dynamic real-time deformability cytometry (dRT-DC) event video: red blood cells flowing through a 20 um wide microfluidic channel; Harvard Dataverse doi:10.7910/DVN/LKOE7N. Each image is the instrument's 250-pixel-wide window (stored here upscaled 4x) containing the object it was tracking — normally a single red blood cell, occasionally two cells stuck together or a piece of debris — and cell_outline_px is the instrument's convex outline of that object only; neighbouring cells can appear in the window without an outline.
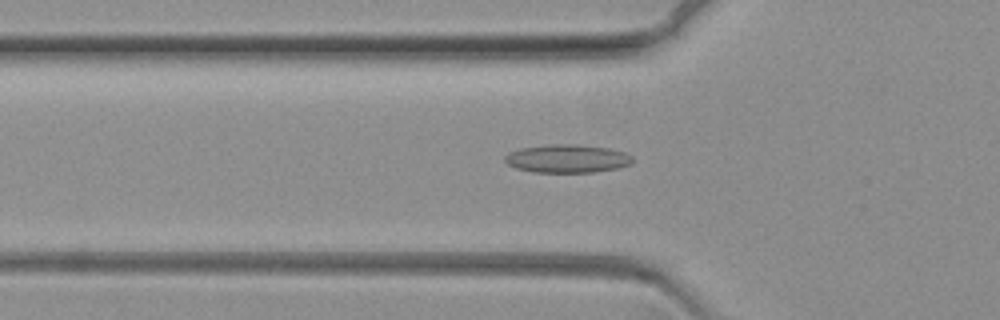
{"species": "common noctule bat (a hibernating species)", "species_latin": "Nyctalus noctula", "temperature_condition": "warm", "stored_images_in_passage": 59, "camera_frame_rate_fps": 3000, "um_per_image_px": 0.085, "animal": {"sex": "female", "body_mass_g": 19.3, "forearm_length_mm": 54.1}, "frame": {"image": 1, "passage_image": 16, "time_ms": 5.0, "image_size_px": [1000, 320], "cell_outline_px": [[632, 164], [620, 168], [592, 172], [532, 172], [516, 168], [508, 164], [504, 160], [504, 156], [508, 152], [520, 148], [552, 144], [576, 144], [608, 148], [624, 152], [632, 156]], "centroid_in_image_um": [48.21, 13.48], "position_along_channel_um": 77.6, "area_um2": 21.1}}
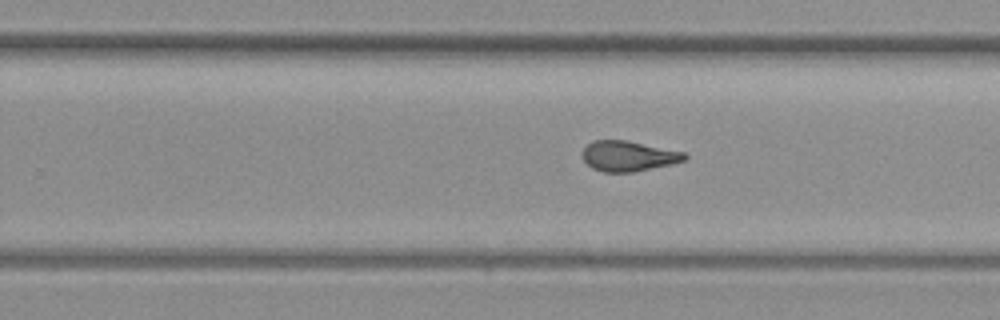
{"frame": {"image": 2, "passage_image": 36, "time_ms": 11.667, "image_size_px": [1000, 320], "cell_outline_px": [[688, 156], [684, 160], [672, 164], [632, 172], [604, 172], [592, 168], [584, 160], [584, 148], [592, 140], [624, 140], [684, 152]], "centroid_in_image_um": [53.41, 13.27], "position_along_channel_um": 276.4, "area_um2": 17.74}}
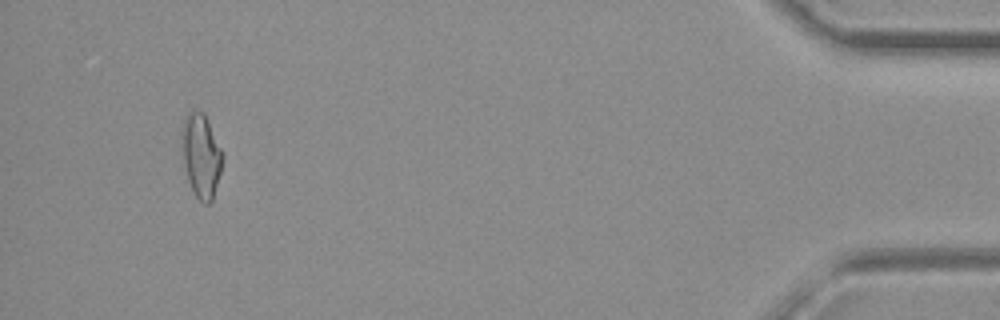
{"frame": {"image": 3, "passage_image": 58, "time_ms": 19.0, "image_size_px": [1000, 320], "cell_outline_px": [[224, 156], [220, 172], [212, 200], [208, 204], [204, 204], [192, 192], [188, 180], [184, 164], [184, 116], [192, 108], [204, 112], [224, 152]], "centroid_in_image_um": [17.14, 13.21], "position_along_channel_um": 418.1, "area_um2": 19.65}}